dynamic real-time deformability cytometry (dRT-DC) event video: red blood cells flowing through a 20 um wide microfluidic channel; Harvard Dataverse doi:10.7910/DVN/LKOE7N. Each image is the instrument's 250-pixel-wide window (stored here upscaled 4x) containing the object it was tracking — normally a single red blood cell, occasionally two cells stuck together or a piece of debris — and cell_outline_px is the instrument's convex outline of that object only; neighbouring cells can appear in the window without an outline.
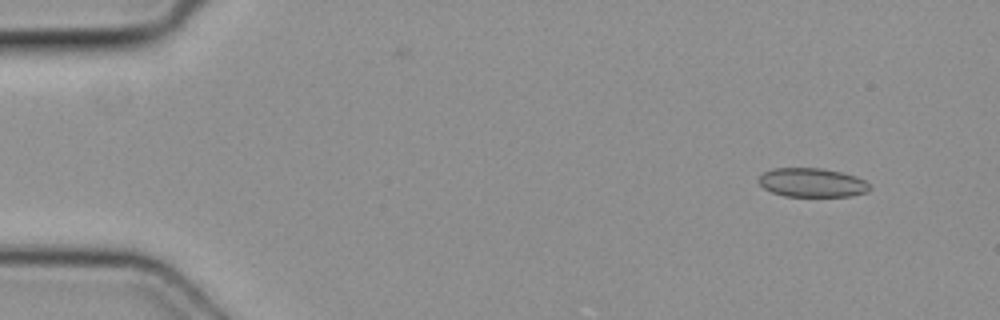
{"species": "common noctule bat (a hibernating species)", "species_latin": "Nyctalus noctula", "temperature_condition": "cold", "stored_images_in_passage": 5, "camera_frame_rate_fps": 3000, "um_per_image_px": 0.085, "animal": {"sex": "female", "body_mass_g": 19.3, "forearm_length_mm": 54.1}, "frame": {"image": 1, "passage_image": 1, "time_ms": 0.0, "image_size_px": [1000, 320], "cell_outline_px": [[872, 188], [868, 192], [848, 196], [784, 196], [772, 192], [764, 188], [760, 184], [760, 176], [764, 172], [772, 168], [820, 168], [840, 172], [856, 176], [864, 180]], "centroid_in_image_um": [69.04, 15.52], "position_along_channel_um": 16.0, "area_um2": 18.61}}
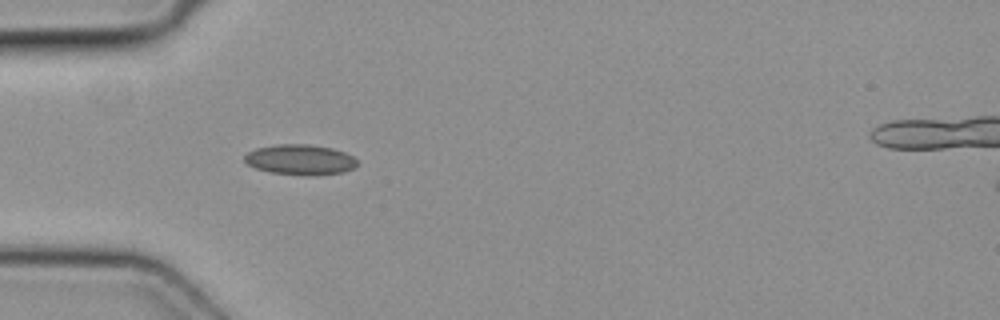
{"frame": {"image": 2, "passage_image": 4, "time_ms": 1.0, "image_size_px": [1000, 320], "cell_outline_px": [[360, 164], [344, 172], [272, 172], [256, 168], [248, 164], [244, 160], [244, 156], [248, 152], [256, 148], [276, 144], [308, 144], [332, 148], [344, 152], [352, 156]], "centroid_in_image_um": [25.49, 13.5], "position_along_channel_um": 59.5, "area_um2": 18.84}}
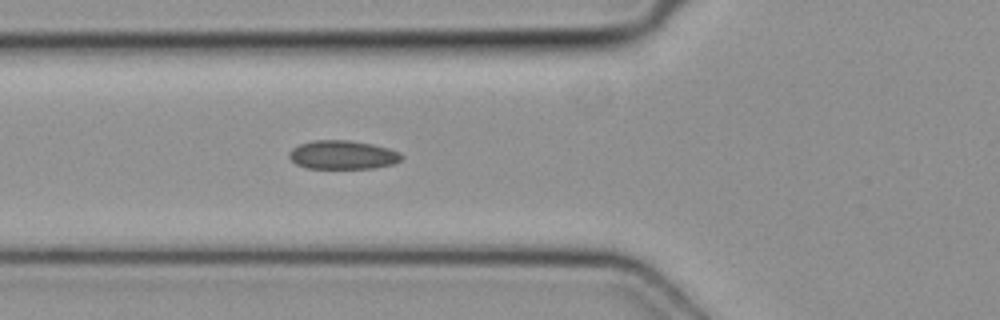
{"frame": {"image": 3, "passage_image": 5, "time_ms": 1.333, "image_size_px": [1000, 320], "cell_outline_px": [[404, 156], [400, 160], [392, 164], [372, 168], [304, 168], [296, 164], [288, 156], [288, 152], [292, 148], [300, 144], [312, 140], [348, 140], [372, 144], [388, 148], [400, 152]], "centroid_in_image_um": [29.1, 13.16], "position_along_channel_um": 96.7, "area_um2": 18.84}}